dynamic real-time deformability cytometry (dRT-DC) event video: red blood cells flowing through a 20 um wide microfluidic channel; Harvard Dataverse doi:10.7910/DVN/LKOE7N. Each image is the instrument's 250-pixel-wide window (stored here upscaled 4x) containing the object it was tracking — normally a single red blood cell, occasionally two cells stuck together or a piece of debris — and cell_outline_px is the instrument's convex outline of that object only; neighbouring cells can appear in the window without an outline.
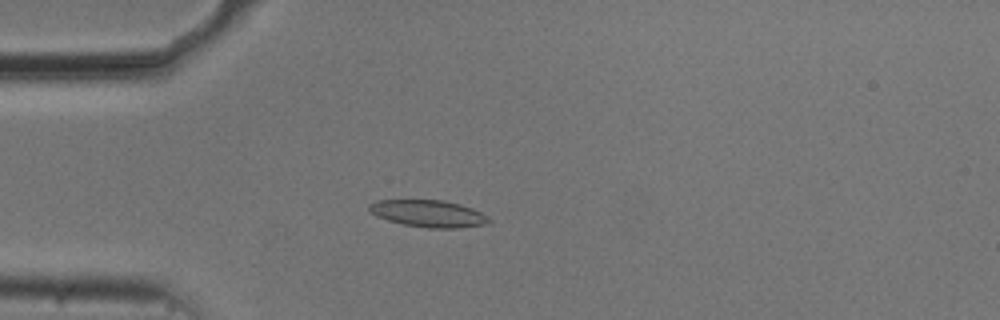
{"species": "common noctule bat (a hibernating species)", "species_latin": "Nyctalus noctula", "temperature_condition": "cold", "stored_images_in_passage": 54, "camera_frame_rate_fps": 3000, "um_per_image_px": 0.085, "animal": {"sex": "male", "body_mass_g": 20.5, "forearm_length_mm": 52.5}, "frame": {"image": 1, "passage_image": 14, "time_ms": 4.333, "image_size_px": [1000, 320], "cell_outline_px": [[492, 220], [488, 224], [456, 228], [428, 228], [404, 224], [388, 220], [376, 216], [368, 208], [368, 204], [376, 200], [444, 200], [460, 204], [472, 208], [480, 212]], "centroid_in_image_um": [36.42, 18.15], "position_along_channel_um": 48.6, "area_um2": 18.79}}
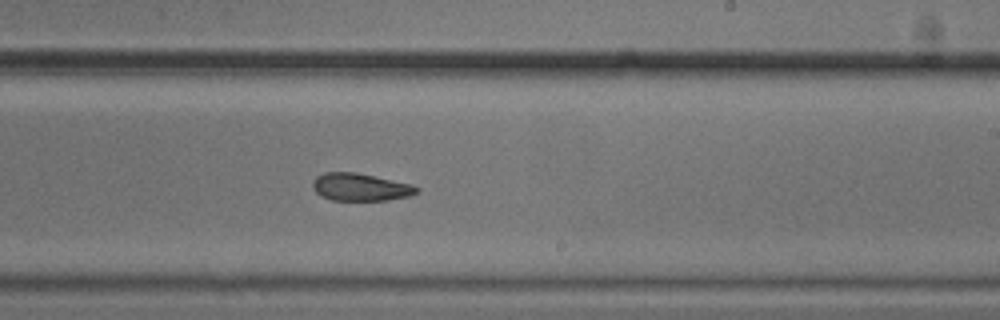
{"frame": {"image": 2, "passage_image": 32, "time_ms": 10.333, "image_size_px": [1000, 320], "cell_outline_px": [[420, 192], [412, 196], [388, 200], [332, 200], [320, 196], [312, 188], [312, 180], [316, 176], [324, 172], [356, 172], [412, 184], [420, 188]], "centroid_in_image_um": [30.65, 15.9], "position_along_channel_um": 258.4, "area_um2": 16.99}}
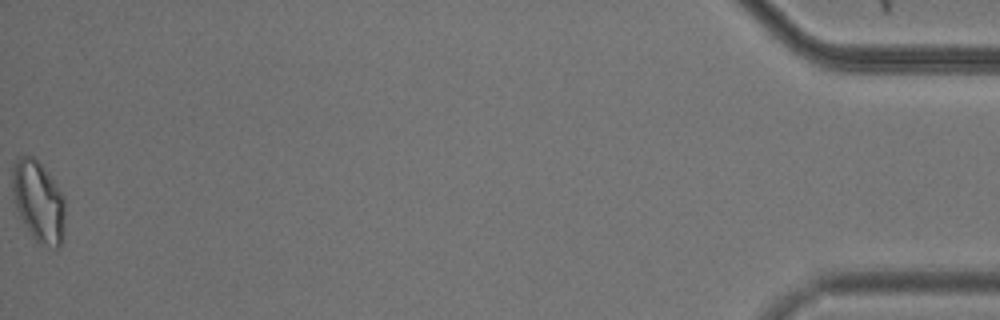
{"frame": {"image": 3, "passage_image": 54, "time_ms": 17.667, "image_size_px": [1000, 320], "cell_outline_px": [[64, 236], [60, 248], [56, 248], [40, 244], [32, 236], [24, 224], [16, 208], [12, 188], [12, 164], [20, 156], [32, 156], [40, 164], [64, 196]], "centroid_in_image_um": [3.27, 17.15], "position_along_channel_um": 431.9, "area_um2": 24.74}, "authors_computed_cell_mechanics": {"area_um2": 18.3804, "velocity_mm_per_s": 3.7117, "shape_relaxation_time_tau1_ms": 3.4069, "shape_relaxation_time_tau2_ms": 3.854, "deformation_change_tau1": 0.1079, "deformation_change_tau2": 0.1059}}